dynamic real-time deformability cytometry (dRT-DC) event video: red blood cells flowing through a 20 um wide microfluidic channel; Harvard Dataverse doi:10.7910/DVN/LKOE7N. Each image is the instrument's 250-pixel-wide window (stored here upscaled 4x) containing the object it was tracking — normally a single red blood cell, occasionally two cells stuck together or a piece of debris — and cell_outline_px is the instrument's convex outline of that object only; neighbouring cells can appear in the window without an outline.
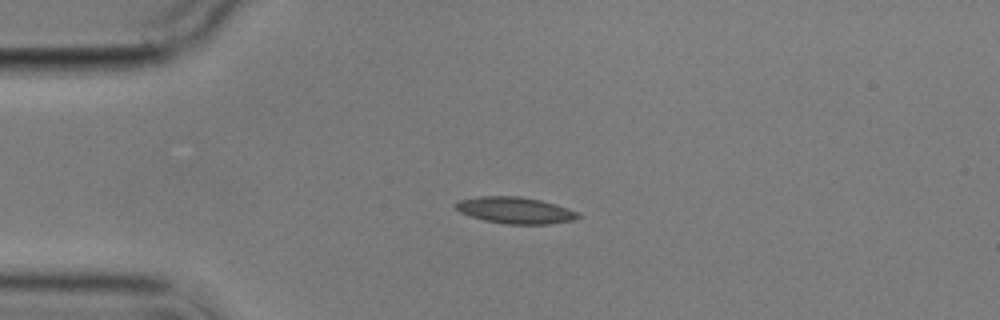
{"species": "common noctule bat (a hibernating species)", "species_latin": "Nyctalus noctula", "temperature_condition": "cold", "stored_images_in_passage": 3, "camera_frame_rate_fps": 3000, "um_per_image_px": 0.085, "animal": {"sex": "male", "body_mass_g": 17.9}, "frame": {"image": 1, "passage_image": 1, "time_ms": 0.0, "image_size_px": [1000, 320], "cell_outline_px": [[584, 216], [572, 220], [548, 224], [508, 224], [484, 220], [468, 216], [460, 212], [452, 204], [460, 200], [480, 196], [520, 196], [540, 200], [556, 204], [568, 208]], "centroid_in_image_um": [43.78, 17.87], "position_along_channel_um": 41.2, "area_um2": 18.96}}
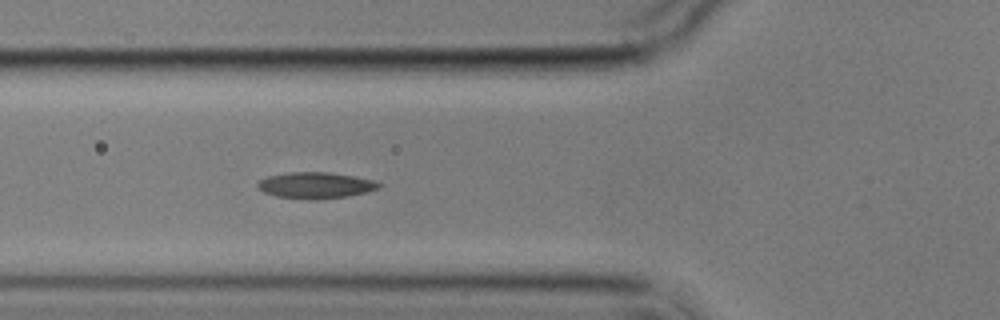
{"frame": {"image": 2, "passage_image": 3, "time_ms": 2.333, "image_size_px": [1000, 320], "cell_outline_px": [[380, 188], [368, 192], [348, 196], [276, 196], [264, 192], [256, 184], [260, 180], [268, 176], [288, 172], [328, 172], [376, 180], [380, 184]], "centroid_in_image_um": [26.87, 15.69], "position_along_channel_um": 98.9, "area_um2": 17.46}}